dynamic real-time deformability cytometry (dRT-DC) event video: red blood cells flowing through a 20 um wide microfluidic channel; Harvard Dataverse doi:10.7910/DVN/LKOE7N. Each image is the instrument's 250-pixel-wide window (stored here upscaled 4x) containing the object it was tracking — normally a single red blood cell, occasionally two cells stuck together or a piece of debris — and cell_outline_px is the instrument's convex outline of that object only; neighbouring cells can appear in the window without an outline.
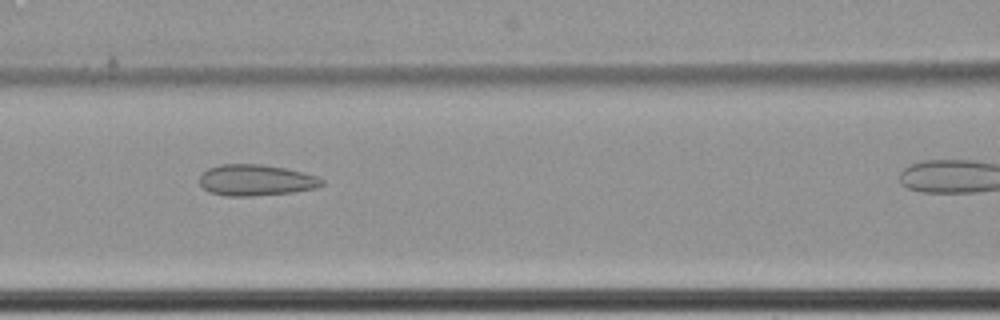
{"species": "common noctule bat (a hibernating species)", "species_latin": "Nyctalus noctula", "temperature_condition": "cold", "stored_images_in_passage": 29, "camera_frame_rate_fps": 3000, "um_per_image_px": 0.085, "animal": {"sex": "female", "body_mass_g": 22.7, "forearm_length_mm": 54.2}, "frame": {"image": 1, "passage_image": 25, "time_ms": 8.0, "image_size_px": [1000, 320], "cell_outline_px": [[324, 184], [316, 188], [292, 192], [252, 196], [224, 196], [212, 192], [204, 188], [200, 184], [200, 176], [208, 168], [220, 164], [260, 164], [284, 168], [316, 176], [324, 180]], "centroid_in_image_um": [21.75, 15.31], "position_along_channel_um": 144.9, "area_um2": 22.02}}